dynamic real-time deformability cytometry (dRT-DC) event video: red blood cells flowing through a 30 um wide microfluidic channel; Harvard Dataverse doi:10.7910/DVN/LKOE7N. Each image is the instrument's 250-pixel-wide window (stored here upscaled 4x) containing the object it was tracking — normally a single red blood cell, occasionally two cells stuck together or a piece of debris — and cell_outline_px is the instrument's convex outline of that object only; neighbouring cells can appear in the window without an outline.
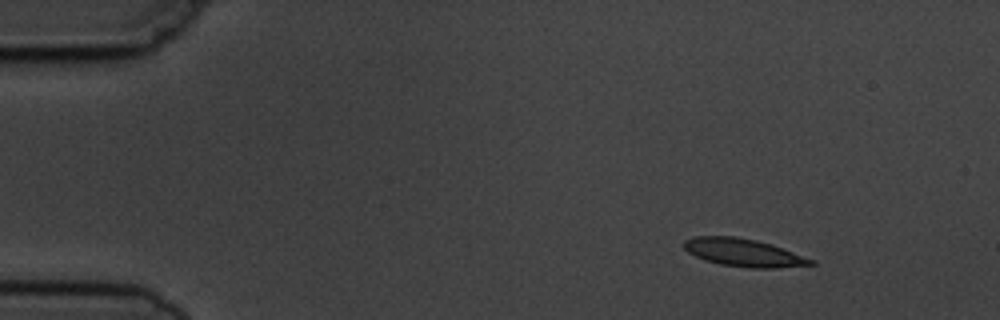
{"species": "common noctule bat (a hibernating species)", "species_latin": "Nyctalus noctula", "temperature_condition": "cold", "stored_images_in_passage": 9, "camera_frame_rate_fps": 3000, "um_per_image_px": 0.085, "animal": {"sex": "male", "body_mass_g": 19.5, "forearm_length_mm": 54.6}, "frame": {"image": 1, "passage_image": 1, "time_ms": 0.0, "image_size_px": [1000, 320], "cell_outline_px": [[816, 264], [776, 268], [752, 268], [720, 264], [704, 260], [688, 252], [684, 248], [684, 240], [692, 236], [736, 236], [756, 240], [772, 244], [816, 260]], "centroid_in_image_um": [63.21, 21.46], "position_along_channel_um": 21.8, "area_um2": 20.69}}
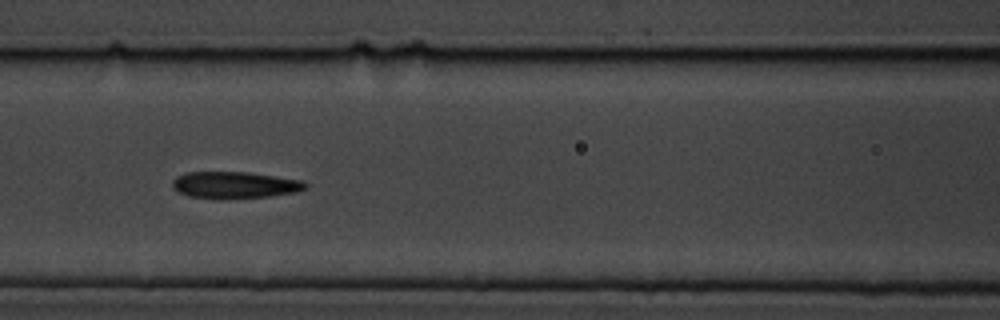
{"frame": {"image": 2, "passage_image": 6, "time_ms": 5.667, "image_size_px": [1000, 320], "cell_outline_px": [[308, 188], [296, 192], [268, 196], [224, 200], [188, 196], [176, 192], [172, 188], [172, 180], [176, 176], [188, 172], [248, 172], [304, 180], [308, 184]], "centroid_in_image_um": [19.94, 15.73], "position_along_channel_um": 146.7, "area_um2": 21.21}}
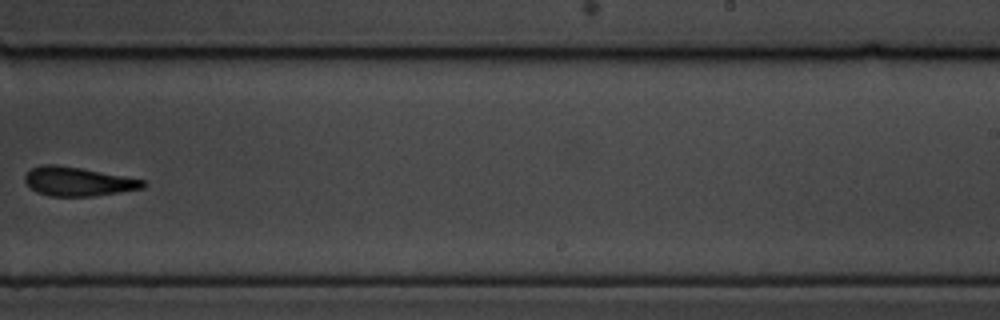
{"frame": {"image": 3, "passage_image": 9, "time_ms": 9.333, "image_size_px": [1000, 320], "cell_outline_px": [[148, 184], [144, 188], [96, 196], [48, 196], [36, 192], [24, 180], [24, 176], [32, 168], [40, 164], [56, 164], [80, 168], [124, 176], [144, 180]], "centroid_in_image_um": [6.63, 15.43], "position_along_channel_um": 282.4, "area_um2": 19.94}}